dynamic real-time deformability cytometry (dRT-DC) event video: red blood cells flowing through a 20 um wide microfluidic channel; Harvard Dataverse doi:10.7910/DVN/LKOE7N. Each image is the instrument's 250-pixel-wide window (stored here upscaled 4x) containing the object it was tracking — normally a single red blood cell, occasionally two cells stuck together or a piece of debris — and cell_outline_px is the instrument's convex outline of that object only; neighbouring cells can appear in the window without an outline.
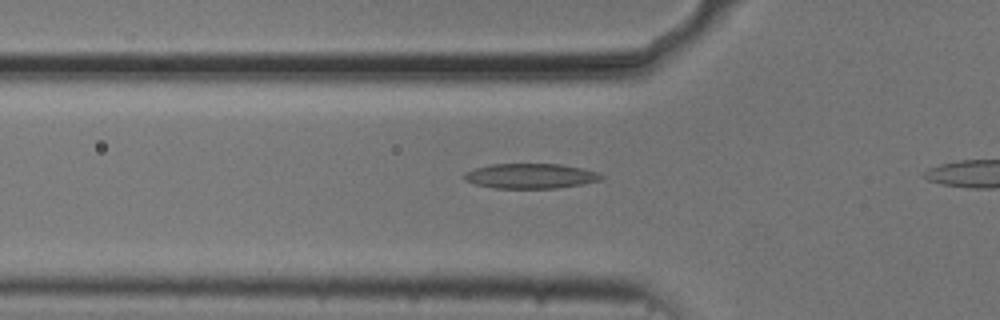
{"species": "common noctule bat (a hibernating species)", "species_latin": "Nyctalus noctula", "temperature_condition": "cold", "stored_images_in_passage": 15, "camera_frame_rate_fps": 3000, "um_per_image_px": 0.085, "animal": {"sex": "male", "body_mass_g": 20.5, "forearm_length_mm": 52.5}, "frame": {"image": 1, "passage_image": 3, "time_ms": 0.667, "image_size_px": [1000, 320], "cell_outline_px": [[604, 176], [600, 180], [580, 184], [556, 188], [496, 188], [476, 184], [464, 180], [464, 172], [476, 168], [492, 164], [560, 164], [584, 168], [600, 172]], "centroid_in_image_um": [45.12, 14.95], "position_along_channel_um": 80.7, "area_um2": 19.88}}
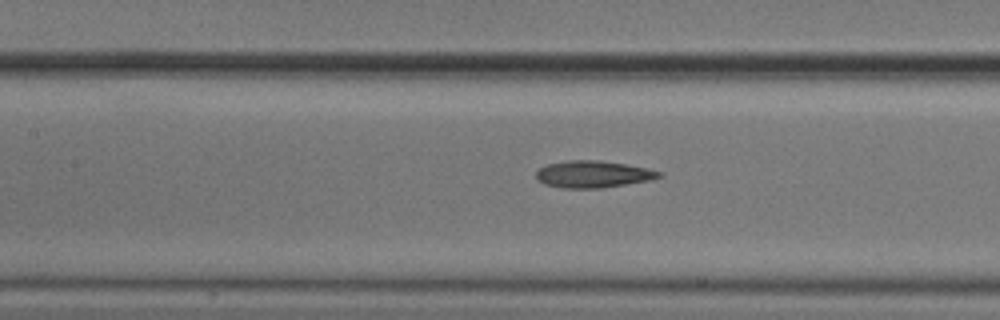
{"frame": {"image": 2, "passage_image": 9, "time_ms": 2.667, "image_size_px": [1000, 320], "cell_outline_px": [[664, 176], [648, 180], [600, 188], [560, 188], [544, 184], [536, 180], [536, 172], [540, 168], [548, 164], [568, 160], [600, 160], [648, 168], [664, 172]], "centroid_in_image_um": [50.4, 14.8], "position_along_channel_um": 157.0, "area_um2": 19.31}}
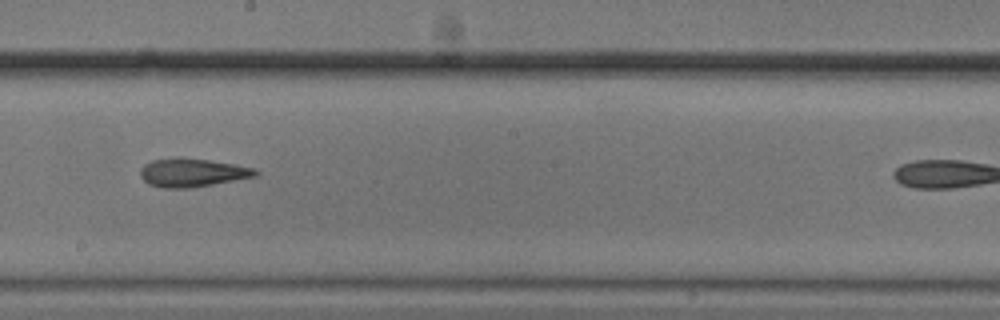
{"frame": {"image": 3, "passage_image": 15, "time_ms": 4.667, "image_size_px": [1000, 320], "cell_outline_px": [[260, 172], [256, 176], [212, 184], [188, 188], [164, 188], [148, 184], [140, 176], [140, 168], [144, 164], [152, 160], [176, 156], [180, 156], [208, 160], [256, 168]], "centroid_in_image_um": [16.3, 14.65], "position_along_channel_um": 231.9, "area_um2": 19.19}}